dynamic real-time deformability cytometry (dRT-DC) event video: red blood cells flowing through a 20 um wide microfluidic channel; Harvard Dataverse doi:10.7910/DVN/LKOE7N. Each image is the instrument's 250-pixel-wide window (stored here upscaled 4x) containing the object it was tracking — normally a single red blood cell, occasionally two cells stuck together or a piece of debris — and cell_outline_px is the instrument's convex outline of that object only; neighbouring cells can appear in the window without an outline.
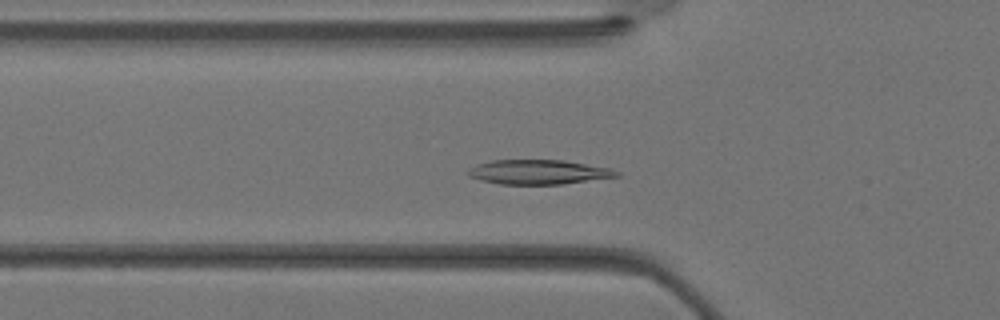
{"species": "Egyptian fruit bat (a non-hibernating species)", "species_latin": "Rousettus aegyptiacus", "temperature_condition": "warm", "stored_images_in_passage": 32, "camera_frame_rate_fps": 3000, "um_per_image_px": 0.085, "animal": {"sex": "female"}, "frame": {"image": 1, "passage_image": 8, "time_ms": 2.333, "image_size_px": [1000, 320], "cell_outline_px": [[620, 176], [564, 184], [500, 184], [480, 180], [468, 176], [468, 168], [476, 164], [492, 160], [564, 160], [612, 168], [620, 172]], "centroid_in_image_um": [45.79, 14.62], "position_along_channel_um": 80.0, "area_um2": 21.39}}
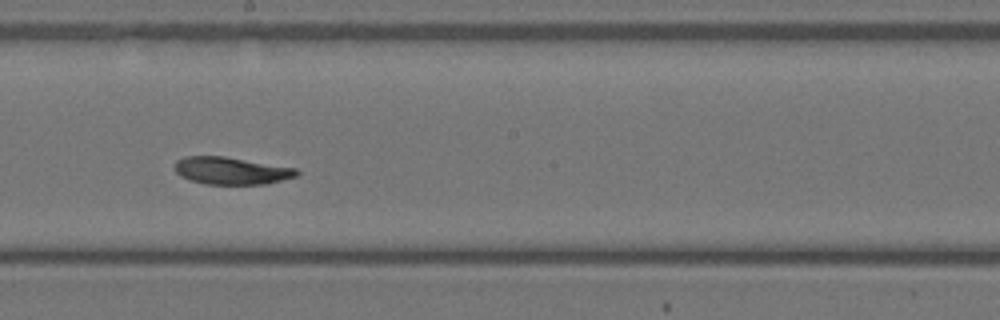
{"frame": {"image": 2, "passage_image": 16, "time_ms": 5.0, "image_size_px": [1000, 320], "cell_outline_px": [[300, 172], [296, 176], [264, 184], [204, 184], [180, 176], [176, 172], [176, 160], [184, 156], [224, 156], [296, 168]], "centroid_in_image_um": [19.64, 14.5], "position_along_channel_um": 228.6, "area_um2": 19.25}}
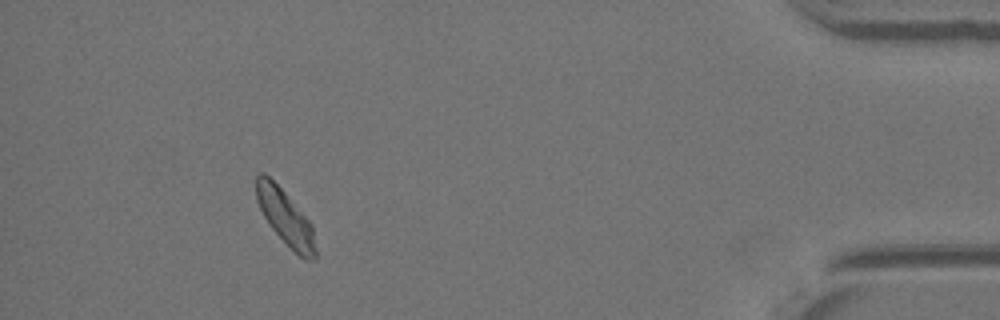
{"frame": {"image": 3, "passage_image": 29, "time_ms": 9.333, "image_size_px": [1000, 320], "cell_outline_px": [[316, 260], [304, 260], [268, 224], [256, 200], [256, 176], [260, 172], [264, 172], [284, 192], [312, 224], [316, 248]], "centroid_in_image_um": [24.26, 18.49], "position_along_channel_um": 410.9, "area_um2": 18.67}}